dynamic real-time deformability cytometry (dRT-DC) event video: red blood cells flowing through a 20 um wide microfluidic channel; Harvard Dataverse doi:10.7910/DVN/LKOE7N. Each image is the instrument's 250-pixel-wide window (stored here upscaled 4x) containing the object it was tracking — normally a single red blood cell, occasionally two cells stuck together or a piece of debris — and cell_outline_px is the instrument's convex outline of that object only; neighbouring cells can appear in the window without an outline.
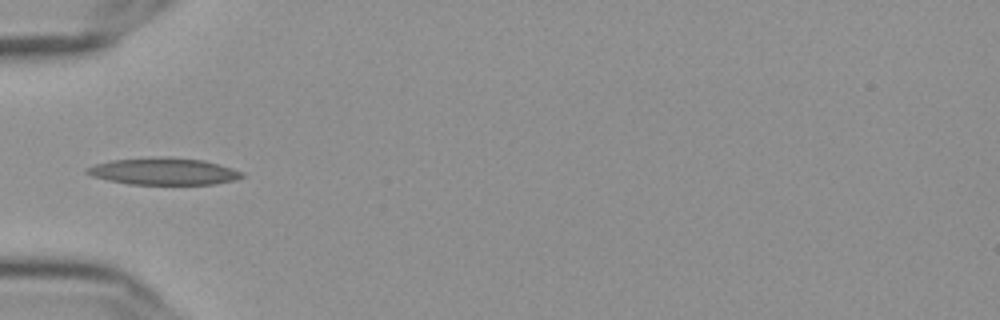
{"species": "Egyptian fruit bat (a non-hibernating species)", "species_latin": "Rousettus aegyptiacus", "temperature_condition": "cold", "stored_images_in_passage": 38, "camera_frame_rate_fps": 3000, "um_per_image_px": 0.085, "frame": {"image": 1, "passage_image": 1, "time_ms": 0.0, "image_size_px": [1000, 320], "cell_outline_px": [[244, 176], [232, 180], [216, 184], [128, 184], [108, 180], [92, 176], [84, 172], [84, 168], [96, 164], [112, 160], [160, 156], [204, 160], [232, 168], [244, 172]], "centroid_in_image_um": [13.89, 14.56], "position_along_channel_um": 71.1, "area_um2": 24.33}}
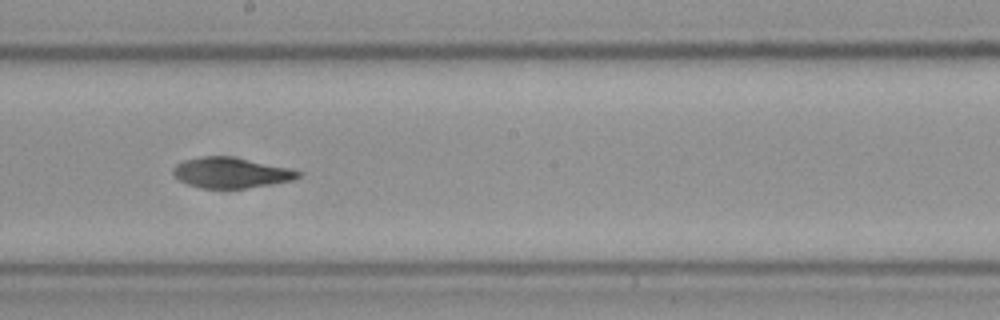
{"frame": {"image": 2, "passage_image": 14, "time_ms": 4.333, "image_size_px": [1000, 320], "cell_outline_px": [[304, 172], [300, 176], [292, 180], [272, 184], [248, 188], [200, 188], [188, 184], [180, 180], [172, 172], [172, 168], [176, 164], [184, 160], [200, 156], [232, 156], [296, 168]], "centroid_in_image_um": [19.71, 14.66], "position_along_channel_um": 228.5, "area_um2": 22.66}}
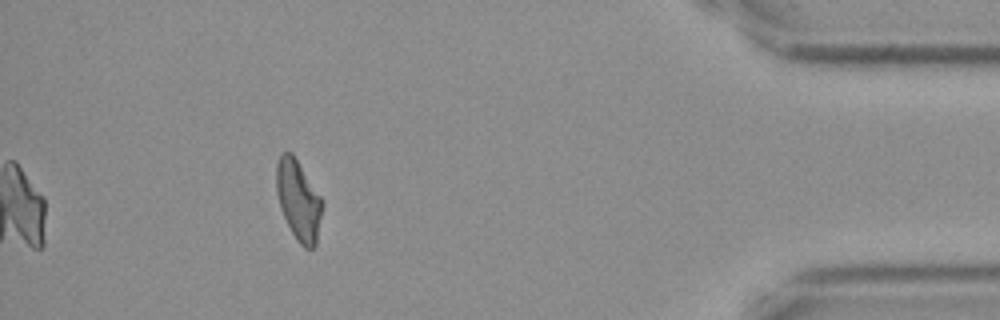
{"frame": {"image": 3, "passage_image": 33, "time_ms": 10.667, "image_size_px": [1000, 320], "cell_outline_px": [[324, 204], [316, 244], [312, 248], [304, 248], [300, 244], [292, 232], [280, 208], [276, 192], [276, 164], [280, 152], [292, 152], [324, 200]], "centroid_in_image_um": [25.38, 16.98], "position_along_channel_um": 409.8, "area_um2": 21.68}, "authors_computed_cell_mechanics": {"area_um2": 22.0218, "velocity_mm_per_s": 3.6262, "shape_relaxation_time_tau1_ms": null, "shape_relaxation_time_tau2_ms": 4.7661, "deformation_change_tau1": null, "deformation_change_tau2": 0.1295}}